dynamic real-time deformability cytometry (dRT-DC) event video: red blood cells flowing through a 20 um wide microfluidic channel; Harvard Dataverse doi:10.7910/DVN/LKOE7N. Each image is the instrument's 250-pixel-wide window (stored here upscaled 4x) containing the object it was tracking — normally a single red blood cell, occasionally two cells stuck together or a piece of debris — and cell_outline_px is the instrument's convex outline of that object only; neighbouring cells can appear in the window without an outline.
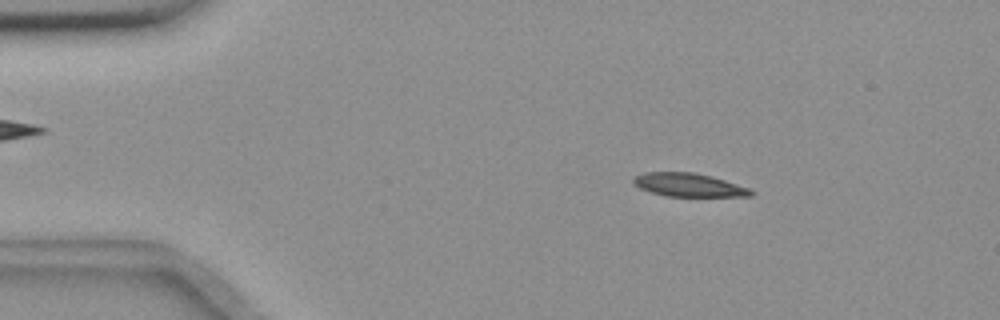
{"species": "common noctule bat (a hibernating species)", "species_latin": "Nyctalus noctula", "temperature_condition": "room temperature", "stored_images_in_passage": 53, "camera_frame_rate_fps": 3000, "um_per_image_px": 0.085, "animal": {"sex": "female", "body_mass_g": 18.4}, "frame": {"image": 1, "passage_image": 6, "time_ms": 1.667, "image_size_px": [1000, 320], "cell_outline_px": [[756, 192], [752, 196], [668, 196], [652, 192], [640, 188], [632, 180], [632, 176], [644, 172], [696, 172], [712, 176], [752, 188]], "centroid_in_image_um": [58.6, 15.71], "position_along_channel_um": 26.4, "area_um2": 16.18}}
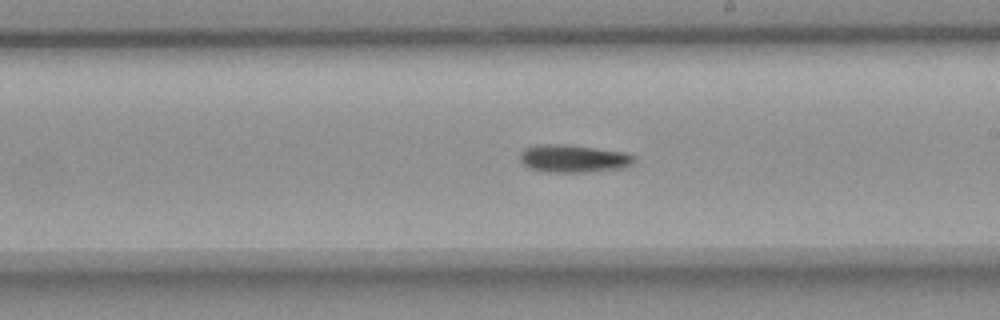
{"frame": {"image": 2, "passage_image": 29, "time_ms": 9.333, "image_size_px": [1000, 320], "cell_outline_px": [[636, 160], [632, 164], [624, 168], [588, 172], [552, 172], [532, 168], [524, 164], [520, 160], [520, 152], [524, 148], [536, 144], [568, 144], [628, 152], [636, 156]], "centroid_in_image_um": [48.81, 13.46], "position_along_channel_um": 240.2, "area_um2": 18.73}}
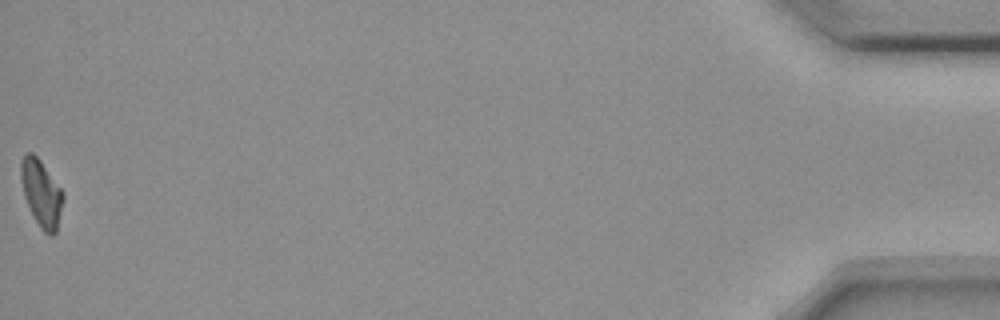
{"frame": {"image": 3, "passage_image": 53, "time_ms": 17.333, "image_size_px": [1000, 320], "cell_outline_px": [[64, 196], [56, 232], [52, 236], [44, 232], [40, 228], [24, 196], [20, 176], [20, 160], [28, 152], [32, 152], [40, 160], [64, 192]], "centroid_in_image_um": [3.51, 16.4], "position_along_channel_um": 431.7, "area_um2": 16.24}}